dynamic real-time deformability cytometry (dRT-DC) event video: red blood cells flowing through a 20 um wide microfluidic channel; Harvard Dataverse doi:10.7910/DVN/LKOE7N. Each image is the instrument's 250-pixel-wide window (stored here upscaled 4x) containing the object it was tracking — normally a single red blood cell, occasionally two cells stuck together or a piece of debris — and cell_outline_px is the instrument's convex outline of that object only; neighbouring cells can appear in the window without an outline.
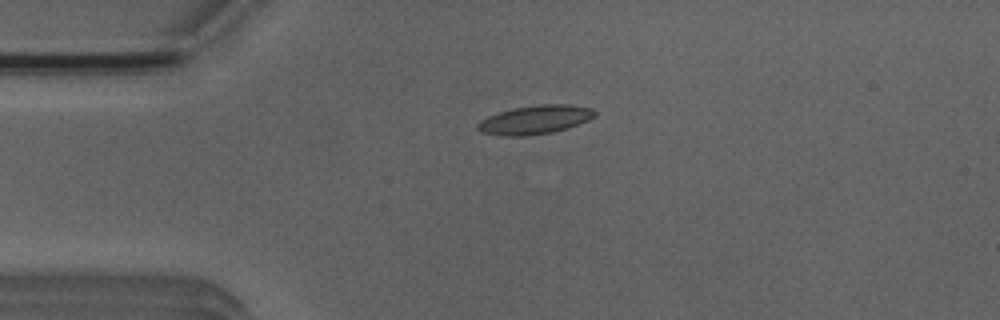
{"species": "Egyptian fruit bat (a non-hibernating species)", "species_latin": "Rousettus aegyptiacus", "temperature_condition": "room temperature", "stored_images_in_passage": 5, "camera_frame_rate_fps": 3000, "um_per_image_px": 0.085, "animal": {"sex": "male"}, "frame": {"image": 1, "passage_image": 4, "time_ms": 4.667, "image_size_px": [1000, 320], "cell_outline_px": [[596, 116], [588, 120], [568, 128], [552, 132], [528, 136], [500, 136], [480, 132], [476, 128], [476, 124], [480, 120], [488, 116], [512, 108], [540, 104], [572, 104], [592, 108], [596, 112]], "centroid_in_image_um": [45.47, 10.18], "position_along_channel_um": 39.5, "area_um2": 19.88}}